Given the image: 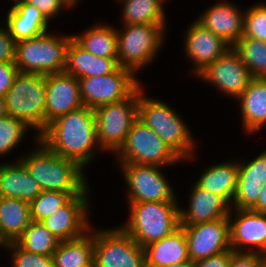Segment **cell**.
<instances>
[{"instance_id":"cell-1","label":"cell","mask_w":266,"mask_h":267,"mask_svg":"<svg viewBox=\"0 0 266 267\" xmlns=\"http://www.w3.org/2000/svg\"><path fill=\"white\" fill-rule=\"evenodd\" d=\"M39 140L57 155L77 162L83 169L93 161L95 151H101L95 112L86 106L49 123Z\"/></svg>"},{"instance_id":"cell-2","label":"cell","mask_w":266,"mask_h":267,"mask_svg":"<svg viewBox=\"0 0 266 267\" xmlns=\"http://www.w3.org/2000/svg\"><path fill=\"white\" fill-rule=\"evenodd\" d=\"M35 140L37 146L34 151L23 154L19 160L38 182L42 191L81 194L89 187L86 173L77 162L51 151L39 140V136Z\"/></svg>"},{"instance_id":"cell-3","label":"cell","mask_w":266,"mask_h":267,"mask_svg":"<svg viewBox=\"0 0 266 267\" xmlns=\"http://www.w3.org/2000/svg\"><path fill=\"white\" fill-rule=\"evenodd\" d=\"M139 87L138 119L153 130L183 161L194 157L195 142L187 123L169 104L144 95Z\"/></svg>"},{"instance_id":"cell-4","label":"cell","mask_w":266,"mask_h":267,"mask_svg":"<svg viewBox=\"0 0 266 267\" xmlns=\"http://www.w3.org/2000/svg\"><path fill=\"white\" fill-rule=\"evenodd\" d=\"M128 204L129 218L120 227L142 248L163 239L181 226L178 201Z\"/></svg>"},{"instance_id":"cell-5","label":"cell","mask_w":266,"mask_h":267,"mask_svg":"<svg viewBox=\"0 0 266 267\" xmlns=\"http://www.w3.org/2000/svg\"><path fill=\"white\" fill-rule=\"evenodd\" d=\"M73 34L57 36L51 32L15 43L14 64L19 72L48 75L63 72Z\"/></svg>"},{"instance_id":"cell-6","label":"cell","mask_w":266,"mask_h":267,"mask_svg":"<svg viewBox=\"0 0 266 267\" xmlns=\"http://www.w3.org/2000/svg\"><path fill=\"white\" fill-rule=\"evenodd\" d=\"M5 101L7 115L24 121L38 136L45 130V75L18 72Z\"/></svg>"},{"instance_id":"cell-7","label":"cell","mask_w":266,"mask_h":267,"mask_svg":"<svg viewBox=\"0 0 266 267\" xmlns=\"http://www.w3.org/2000/svg\"><path fill=\"white\" fill-rule=\"evenodd\" d=\"M117 31V54L119 66L135 74L152 63L165 40L166 24L122 25ZM118 29V30H117Z\"/></svg>"},{"instance_id":"cell-8","label":"cell","mask_w":266,"mask_h":267,"mask_svg":"<svg viewBox=\"0 0 266 267\" xmlns=\"http://www.w3.org/2000/svg\"><path fill=\"white\" fill-rule=\"evenodd\" d=\"M139 88L127 99L94 109L97 140L102 152L117 153L138 119Z\"/></svg>"},{"instance_id":"cell-9","label":"cell","mask_w":266,"mask_h":267,"mask_svg":"<svg viewBox=\"0 0 266 267\" xmlns=\"http://www.w3.org/2000/svg\"><path fill=\"white\" fill-rule=\"evenodd\" d=\"M118 164L173 166L183 160L151 128L137 119L116 153Z\"/></svg>"},{"instance_id":"cell-10","label":"cell","mask_w":266,"mask_h":267,"mask_svg":"<svg viewBox=\"0 0 266 267\" xmlns=\"http://www.w3.org/2000/svg\"><path fill=\"white\" fill-rule=\"evenodd\" d=\"M94 267H145V252L120 226L94 229Z\"/></svg>"},{"instance_id":"cell-11","label":"cell","mask_w":266,"mask_h":267,"mask_svg":"<svg viewBox=\"0 0 266 267\" xmlns=\"http://www.w3.org/2000/svg\"><path fill=\"white\" fill-rule=\"evenodd\" d=\"M135 75L137 74L132 70L119 66L105 76L80 78V94L84 106L94 110L129 98L141 86Z\"/></svg>"},{"instance_id":"cell-12","label":"cell","mask_w":266,"mask_h":267,"mask_svg":"<svg viewBox=\"0 0 266 267\" xmlns=\"http://www.w3.org/2000/svg\"><path fill=\"white\" fill-rule=\"evenodd\" d=\"M128 187V203L178 201L161 166L120 164Z\"/></svg>"},{"instance_id":"cell-13","label":"cell","mask_w":266,"mask_h":267,"mask_svg":"<svg viewBox=\"0 0 266 267\" xmlns=\"http://www.w3.org/2000/svg\"><path fill=\"white\" fill-rule=\"evenodd\" d=\"M206 81L220 93L238 98L253 79L239 54L230 47L221 57L209 64L196 78Z\"/></svg>"},{"instance_id":"cell-14","label":"cell","mask_w":266,"mask_h":267,"mask_svg":"<svg viewBox=\"0 0 266 267\" xmlns=\"http://www.w3.org/2000/svg\"><path fill=\"white\" fill-rule=\"evenodd\" d=\"M181 226L185 232L190 260L194 263L231 249L229 218Z\"/></svg>"},{"instance_id":"cell-15","label":"cell","mask_w":266,"mask_h":267,"mask_svg":"<svg viewBox=\"0 0 266 267\" xmlns=\"http://www.w3.org/2000/svg\"><path fill=\"white\" fill-rule=\"evenodd\" d=\"M89 190L87 188L74 196L66 205L41 221L60 241L79 238L90 230Z\"/></svg>"},{"instance_id":"cell-16","label":"cell","mask_w":266,"mask_h":267,"mask_svg":"<svg viewBox=\"0 0 266 267\" xmlns=\"http://www.w3.org/2000/svg\"><path fill=\"white\" fill-rule=\"evenodd\" d=\"M228 218L233 251L266 254V213L231 209Z\"/></svg>"},{"instance_id":"cell-17","label":"cell","mask_w":266,"mask_h":267,"mask_svg":"<svg viewBox=\"0 0 266 267\" xmlns=\"http://www.w3.org/2000/svg\"><path fill=\"white\" fill-rule=\"evenodd\" d=\"M46 105L45 129L59 116L84 106L79 79L65 71L45 75Z\"/></svg>"},{"instance_id":"cell-18","label":"cell","mask_w":266,"mask_h":267,"mask_svg":"<svg viewBox=\"0 0 266 267\" xmlns=\"http://www.w3.org/2000/svg\"><path fill=\"white\" fill-rule=\"evenodd\" d=\"M185 35V56L194 62L192 72L196 76L231 47L196 20L187 28Z\"/></svg>"},{"instance_id":"cell-19","label":"cell","mask_w":266,"mask_h":267,"mask_svg":"<svg viewBox=\"0 0 266 267\" xmlns=\"http://www.w3.org/2000/svg\"><path fill=\"white\" fill-rule=\"evenodd\" d=\"M245 12L223 0L211 5L195 20L232 47L243 36Z\"/></svg>"},{"instance_id":"cell-20","label":"cell","mask_w":266,"mask_h":267,"mask_svg":"<svg viewBox=\"0 0 266 267\" xmlns=\"http://www.w3.org/2000/svg\"><path fill=\"white\" fill-rule=\"evenodd\" d=\"M188 209L180 207V224L196 225L228 218L231 205L221 196L199 187H191Z\"/></svg>"},{"instance_id":"cell-21","label":"cell","mask_w":266,"mask_h":267,"mask_svg":"<svg viewBox=\"0 0 266 267\" xmlns=\"http://www.w3.org/2000/svg\"><path fill=\"white\" fill-rule=\"evenodd\" d=\"M239 176L231 209L251 210L266 183V150L251 161L239 162Z\"/></svg>"},{"instance_id":"cell-22","label":"cell","mask_w":266,"mask_h":267,"mask_svg":"<svg viewBox=\"0 0 266 267\" xmlns=\"http://www.w3.org/2000/svg\"><path fill=\"white\" fill-rule=\"evenodd\" d=\"M6 27L15 42L34 38L50 31L49 19L24 0L14 2L6 14Z\"/></svg>"},{"instance_id":"cell-23","label":"cell","mask_w":266,"mask_h":267,"mask_svg":"<svg viewBox=\"0 0 266 267\" xmlns=\"http://www.w3.org/2000/svg\"><path fill=\"white\" fill-rule=\"evenodd\" d=\"M14 162L0 164V196L31 202L41 192L38 182L17 158Z\"/></svg>"},{"instance_id":"cell-24","label":"cell","mask_w":266,"mask_h":267,"mask_svg":"<svg viewBox=\"0 0 266 267\" xmlns=\"http://www.w3.org/2000/svg\"><path fill=\"white\" fill-rule=\"evenodd\" d=\"M237 100L240 101L246 134L259 132L266 127V78H253Z\"/></svg>"},{"instance_id":"cell-25","label":"cell","mask_w":266,"mask_h":267,"mask_svg":"<svg viewBox=\"0 0 266 267\" xmlns=\"http://www.w3.org/2000/svg\"><path fill=\"white\" fill-rule=\"evenodd\" d=\"M145 267H166L190 261L182 226L163 239L144 247Z\"/></svg>"},{"instance_id":"cell-26","label":"cell","mask_w":266,"mask_h":267,"mask_svg":"<svg viewBox=\"0 0 266 267\" xmlns=\"http://www.w3.org/2000/svg\"><path fill=\"white\" fill-rule=\"evenodd\" d=\"M30 203L0 196V246L16 242L31 224Z\"/></svg>"},{"instance_id":"cell-27","label":"cell","mask_w":266,"mask_h":267,"mask_svg":"<svg viewBox=\"0 0 266 267\" xmlns=\"http://www.w3.org/2000/svg\"><path fill=\"white\" fill-rule=\"evenodd\" d=\"M119 67L118 58H104L86 51L74 39L68 48L65 72L76 78L105 76Z\"/></svg>"},{"instance_id":"cell-28","label":"cell","mask_w":266,"mask_h":267,"mask_svg":"<svg viewBox=\"0 0 266 267\" xmlns=\"http://www.w3.org/2000/svg\"><path fill=\"white\" fill-rule=\"evenodd\" d=\"M238 176V160H233L210 165L195 183L204 190L223 197L231 205L237 189Z\"/></svg>"},{"instance_id":"cell-29","label":"cell","mask_w":266,"mask_h":267,"mask_svg":"<svg viewBox=\"0 0 266 267\" xmlns=\"http://www.w3.org/2000/svg\"><path fill=\"white\" fill-rule=\"evenodd\" d=\"M90 230L79 238L60 241L53 253L54 267L94 266V229Z\"/></svg>"},{"instance_id":"cell-30","label":"cell","mask_w":266,"mask_h":267,"mask_svg":"<svg viewBox=\"0 0 266 267\" xmlns=\"http://www.w3.org/2000/svg\"><path fill=\"white\" fill-rule=\"evenodd\" d=\"M73 37L80 46L95 56L118 58L116 27L106 23H97L82 34H73Z\"/></svg>"},{"instance_id":"cell-31","label":"cell","mask_w":266,"mask_h":267,"mask_svg":"<svg viewBox=\"0 0 266 267\" xmlns=\"http://www.w3.org/2000/svg\"><path fill=\"white\" fill-rule=\"evenodd\" d=\"M122 4V24H166V0H117ZM124 5V6H123Z\"/></svg>"},{"instance_id":"cell-32","label":"cell","mask_w":266,"mask_h":267,"mask_svg":"<svg viewBox=\"0 0 266 267\" xmlns=\"http://www.w3.org/2000/svg\"><path fill=\"white\" fill-rule=\"evenodd\" d=\"M16 243L25 251L44 256H53L60 240L42 222L32 221Z\"/></svg>"},{"instance_id":"cell-33","label":"cell","mask_w":266,"mask_h":267,"mask_svg":"<svg viewBox=\"0 0 266 267\" xmlns=\"http://www.w3.org/2000/svg\"><path fill=\"white\" fill-rule=\"evenodd\" d=\"M232 47L253 78H266V42L242 36Z\"/></svg>"},{"instance_id":"cell-34","label":"cell","mask_w":266,"mask_h":267,"mask_svg":"<svg viewBox=\"0 0 266 267\" xmlns=\"http://www.w3.org/2000/svg\"><path fill=\"white\" fill-rule=\"evenodd\" d=\"M59 191H42L30 202L32 221L41 222L46 217L66 205L74 196Z\"/></svg>"},{"instance_id":"cell-35","label":"cell","mask_w":266,"mask_h":267,"mask_svg":"<svg viewBox=\"0 0 266 267\" xmlns=\"http://www.w3.org/2000/svg\"><path fill=\"white\" fill-rule=\"evenodd\" d=\"M30 127L21 119L5 115L0 118V156L11 153L23 141Z\"/></svg>"},{"instance_id":"cell-36","label":"cell","mask_w":266,"mask_h":267,"mask_svg":"<svg viewBox=\"0 0 266 267\" xmlns=\"http://www.w3.org/2000/svg\"><path fill=\"white\" fill-rule=\"evenodd\" d=\"M243 36L266 42V3H255L245 12Z\"/></svg>"},{"instance_id":"cell-37","label":"cell","mask_w":266,"mask_h":267,"mask_svg":"<svg viewBox=\"0 0 266 267\" xmlns=\"http://www.w3.org/2000/svg\"><path fill=\"white\" fill-rule=\"evenodd\" d=\"M2 247L10 251L12 267H54L53 256H44L25 251L16 242Z\"/></svg>"},{"instance_id":"cell-38","label":"cell","mask_w":266,"mask_h":267,"mask_svg":"<svg viewBox=\"0 0 266 267\" xmlns=\"http://www.w3.org/2000/svg\"><path fill=\"white\" fill-rule=\"evenodd\" d=\"M229 267H266V258L261 253L232 250Z\"/></svg>"},{"instance_id":"cell-39","label":"cell","mask_w":266,"mask_h":267,"mask_svg":"<svg viewBox=\"0 0 266 267\" xmlns=\"http://www.w3.org/2000/svg\"><path fill=\"white\" fill-rule=\"evenodd\" d=\"M15 43L7 27L0 26V62L14 63Z\"/></svg>"},{"instance_id":"cell-40","label":"cell","mask_w":266,"mask_h":267,"mask_svg":"<svg viewBox=\"0 0 266 267\" xmlns=\"http://www.w3.org/2000/svg\"><path fill=\"white\" fill-rule=\"evenodd\" d=\"M26 3L33 5L38 8L45 16L51 20L57 17L62 8L66 7L61 3L60 0H24Z\"/></svg>"},{"instance_id":"cell-41","label":"cell","mask_w":266,"mask_h":267,"mask_svg":"<svg viewBox=\"0 0 266 267\" xmlns=\"http://www.w3.org/2000/svg\"><path fill=\"white\" fill-rule=\"evenodd\" d=\"M14 63L0 62V96H5L18 73Z\"/></svg>"},{"instance_id":"cell-42","label":"cell","mask_w":266,"mask_h":267,"mask_svg":"<svg viewBox=\"0 0 266 267\" xmlns=\"http://www.w3.org/2000/svg\"><path fill=\"white\" fill-rule=\"evenodd\" d=\"M232 249L195 262V267H229Z\"/></svg>"},{"instance_id":"cell-43","label":"cell","mask_w":266,"mask_h":267,"mask_svg":"<svg viewBox=\"0 0 266 267\" xmlns=\"http://www.w3.org/2000/svg\"><path fill=\"white\" fill-rule=\"evenodd\" d=\"M256 212L266 213V183L261 188V192L259 193L258 201L256 205L251 209Z\"/></svg>"},{"instance_id":"cell-44","label":"cell","mask_w":266,"mask_h":267,"mask_svg":"<svg viewBox=\"0 0 266 267\" xmlns=\"http://www.w3.org/2000/svg\"><path fill=\"white\" fill-rule=\"evenodd\" d=\"M166 267H195V263L190 260V261L182 262L178 264H171Z\"/></svg>"},{"instance_id":"cell-45","label":"cell","mask_w":266,"mask_h":267,"mask_svg":"<svg viewBox=\"0 0 266 267\" xmlns=\"http://www.w3.org/2000/svg\"><path fill=\"white\" fill-rule=\"evenodd\" d=\"M0 113H7L5 96H0Z\"/></svg>"},{"instance_id":"cell-46","label":"cell","mask_w":266,"mask_h":267,"mask_svg":"<svg viewBox=\"0 0 266 267\" xmlns=\"http://www.w3.org/2000/svg\"><path fill=\"white\" fill-rule=\"evenodd\" d=\"M61 3L67 8L73 7L76 3H79V0H60Z\"/></svg>"},{"instance_id":"cell-47","label":"cell","mask_w":266,"mask_h":267,"mask_svg":"<svg viewBox=\"0 0 266 267\" xmlns=\"http://www.w3.org/2000/svg\"><path fill=\"white\" fill-rule=\"evenodd\" d=\"M5 115H7V113H0V118H2Z\"/></svg>"}]
</instances>
